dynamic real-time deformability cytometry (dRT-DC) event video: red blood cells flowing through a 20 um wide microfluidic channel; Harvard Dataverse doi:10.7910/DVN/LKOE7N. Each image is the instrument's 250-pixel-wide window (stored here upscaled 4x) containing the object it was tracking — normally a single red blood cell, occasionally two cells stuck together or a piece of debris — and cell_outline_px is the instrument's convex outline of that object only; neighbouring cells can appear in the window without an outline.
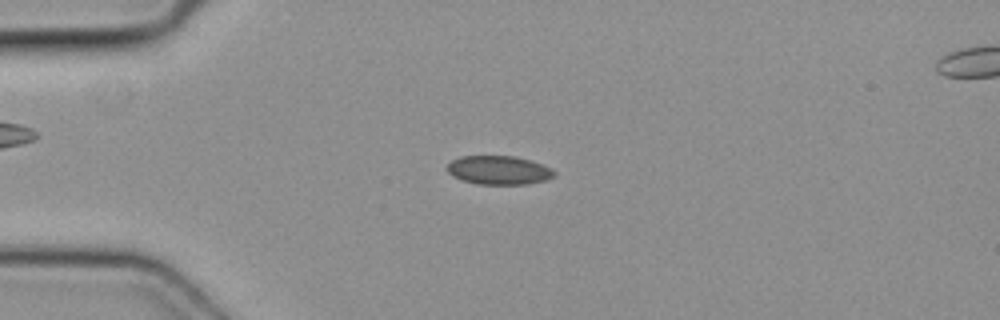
{"species": "common noctule bat (a hibernating species)", "species_latin": "Nyctalus noctula", "temperature_condition": "cold", "stored_images_in_passage": 5, "camera_frame_rate_fps": 3000, "um_per_image_px": 0.085, "animal": {"sex": "female", "body_mass_g": 19.3, "forearm_length_mm": 54.1}, "frame": {"image": 1, "passage_image": 2, "time_ms": 0.333, "image_size_px": [1000, 320], "cell_outline_px": [[556, 172], [552, 176], [544, 180], [528, 184], [480, 184], [464, 180], [452, 176], [448, 172], [448, 164], [452, 160], [460, 156], [512, 156], [528, 160], [552, 168]], "centroid_in_image_um": [42.38, 14.46], "position_along_channel_um": 42.6, "area_um2": 17.63}}
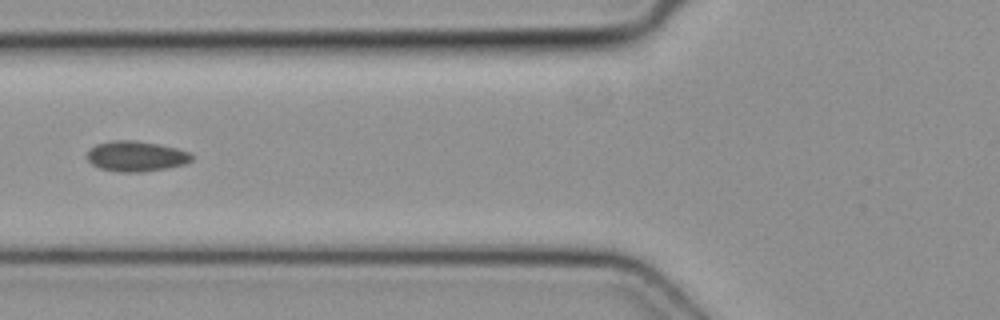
{"frame": {"image": 2, "passage_image": 4, "time_ms": 1.0, "image_size_px": [1000, 320], "cell_outline_px": [[192, 160], [184, 164], [168, 168], [144, 172], [116, 172], [100, 168], [92, 164], [88, 160], [88, 152], [96, 144], [112, 140], [132, 140], [156, 144], [176, 148], [188, 152], [192, 156]], "centroid_in_image_um": [11.56, 13.29], "position_along_channel_um": 114.2, "area_um2": 18.38}}
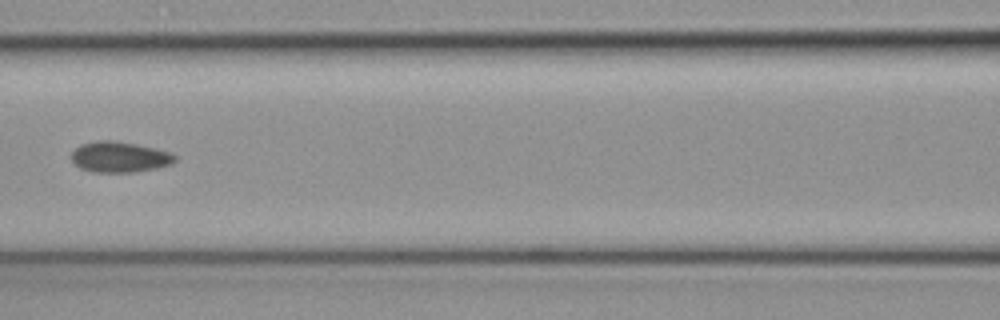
{"frame": {"image": 3, "passage_image": 5, "time_ms": 1.333, "image_size_px": [1000, 320], "cell_outline_px": [[176, 160], [172, 164], [156, 168], [136, 172], [92, 172], [80, 168], [72, 160], [72, 152], [80, 144], [96, 140], [112, 140], [136, 144], [156, 148], [172, 152], [176, 156]], "centroid_in_image_um": [10.19, 13.34], "position_along_channel_um": 156.4, "area_um2": 18.67}}